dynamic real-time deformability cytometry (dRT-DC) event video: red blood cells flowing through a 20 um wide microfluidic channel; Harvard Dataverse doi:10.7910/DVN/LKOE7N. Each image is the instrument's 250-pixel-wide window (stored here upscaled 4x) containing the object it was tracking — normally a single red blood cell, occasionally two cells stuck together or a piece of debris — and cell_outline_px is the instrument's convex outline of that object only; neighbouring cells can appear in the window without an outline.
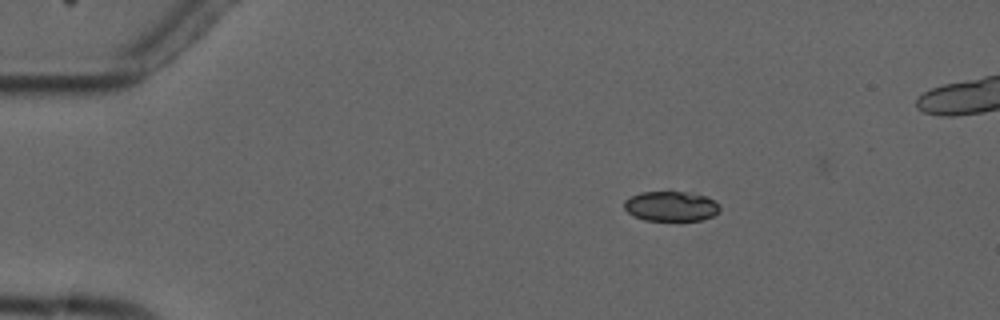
{"species": "common noctule bat (a hibernating species)", "species_latin": "Nyctalus noctula", "temperature_condition": "cold", "stored_images_in_passage": 6, "camera_frame_rate_fps": 3000, "um_per_image_px": 0.085, "animal": {"sex": "male", "forearm_length_mm": 52.5}, "frame": {"image": 1, "passage_image": 3, "time_ms": 3.0, "image_size_px": [1000, 320], "cell_outline_px": [[720, 208], [712, 216], [700, 220], [644, 220], [628, 212], [624, 208], [624, 200], [640, 192], [684, 192], [704, 196], [720, 204]], "centroid_in_image_um": [57.01, 17.53], "position_along_channel_um": 28.0, "area_um2": 16.36}}
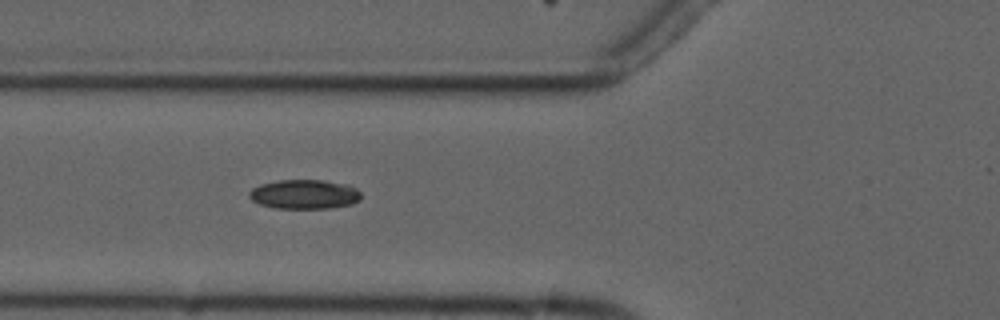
{"frame": {"image": 2, "passage_image": 6, "time_ms": 6.667, "image_size_px": [1000, 320], "cell_outline_px": [[360, 200], [352, 204], [332, 208], [276, 208], [260, 204], [252, 200], [248, 196], [248, 192], [252, 188], [260, 184], [280, 180], [324, 180], [348, 184], [356, 188], [360, 192]], "centroid_in_image_um": [25.88, 16.51], "position_along_channel_um": 99.9, "area_um2": 19.25}}